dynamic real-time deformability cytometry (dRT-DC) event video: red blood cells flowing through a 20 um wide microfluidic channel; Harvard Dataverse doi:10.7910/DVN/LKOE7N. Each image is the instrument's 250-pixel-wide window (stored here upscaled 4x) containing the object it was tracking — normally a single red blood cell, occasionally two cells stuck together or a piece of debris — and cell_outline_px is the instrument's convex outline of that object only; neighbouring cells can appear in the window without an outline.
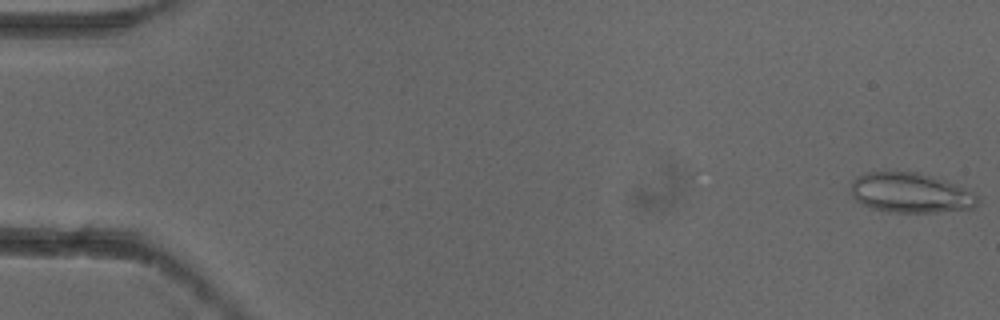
{"species": "common noctule bat (a hibernating species)", "species_latin": "Nyctalus noctula", "temperature_condition": "cold", "stored_images_in_passage": 6, "camera_frame_rate_fps": 3000, "um_per_image_px": 0.085, "animal": {"sex": "female"}, "frame": {"image": 1, "passage_image": 1, "time_ms": 0.0, "image_size_px": [1000, 320], "cell_outline_px": [[980, 200], [972, 208], [936, 212], [888, 212], [872, 208], [856, 200], [852, 196], [852, 180], [856, 176], [868, 172], [916, 172], [932, 176], [944, 180], [964, 188], [972, 192]], "centroid_in_image_um": [77.37, 16.39], "position_along_channel_um": 7.6, "area_um2": 29.19}}